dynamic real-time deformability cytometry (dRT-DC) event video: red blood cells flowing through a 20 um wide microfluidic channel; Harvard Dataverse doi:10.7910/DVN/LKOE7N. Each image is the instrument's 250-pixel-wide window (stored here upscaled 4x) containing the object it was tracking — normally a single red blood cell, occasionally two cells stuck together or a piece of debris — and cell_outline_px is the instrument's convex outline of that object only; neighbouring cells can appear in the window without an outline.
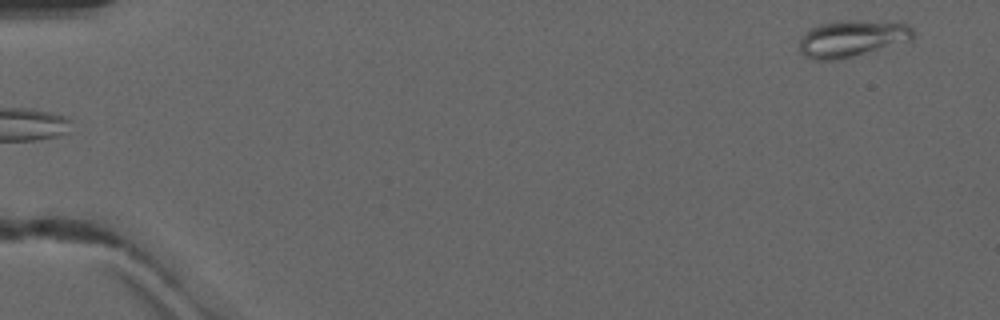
{"species": "common noctule bat (a hibernating species)", "species_latin": "Nyctalus noctula", "temperature_condition": "warm", "stored_images_in_passage": 5, "camera_frame_rate_fps": 3000, "um_per_image_px": 0.085, "animal": {"sex": "male", "forearm_length_mm": 52.5}, "frame": {"image": 1, "passage_image": 5, "time_ms": 6.0, "image_size_px": [1000, 320], "cell_outline_px": [[912, 40], [852, 56], [836, 60], [812, 60], [804, 56], [800, 52], [800, 36], [808, 28], [820, 24], [840, 20], [860, 20], [908, 24], [912, 28]], "centroid_in_image_um": [72.34, 3.27], "position_along_channel_um": 12.7, "area_um2": 24.28}}